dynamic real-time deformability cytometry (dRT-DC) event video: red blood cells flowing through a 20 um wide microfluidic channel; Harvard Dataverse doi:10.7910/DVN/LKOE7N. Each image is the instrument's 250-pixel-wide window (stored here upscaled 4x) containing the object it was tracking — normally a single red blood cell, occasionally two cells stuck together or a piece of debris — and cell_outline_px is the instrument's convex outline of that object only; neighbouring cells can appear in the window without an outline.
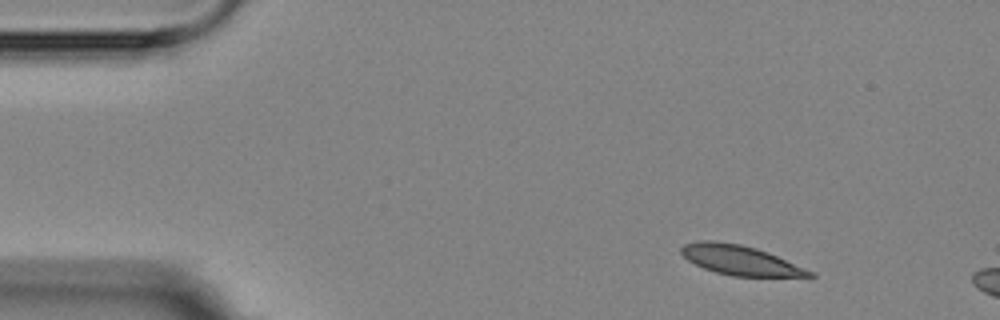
{"species": "Egyptian fruit bat (a non-hibernating species)", "species_latin": "Rousettus aegyptiacus", "temperature_condition": "room temperature", "stored_images_in_passage": 3, "camera_frame_rate_fps": 3000, "um_per_image_px": 0.085, "animal": {"sex": "female"}, "frame": {"image": 1, "passage_image": 1, "time_ms": 0.0, "image_size_px": [1000, 320], "cell_outline_px": [[816, 276], [808, 280], [732, 276], [716, 272], [704, 268], [688, 260], [680, 252], [680, 248], [684, 244], [700, 240], [716, 240], [740, 244], [756, 248], [776, 256], [812, 272]], "centroid_in_image_um": [63.03, 22.17], "position_along_channel_um": 22.0, "area_um2": 22.89}}